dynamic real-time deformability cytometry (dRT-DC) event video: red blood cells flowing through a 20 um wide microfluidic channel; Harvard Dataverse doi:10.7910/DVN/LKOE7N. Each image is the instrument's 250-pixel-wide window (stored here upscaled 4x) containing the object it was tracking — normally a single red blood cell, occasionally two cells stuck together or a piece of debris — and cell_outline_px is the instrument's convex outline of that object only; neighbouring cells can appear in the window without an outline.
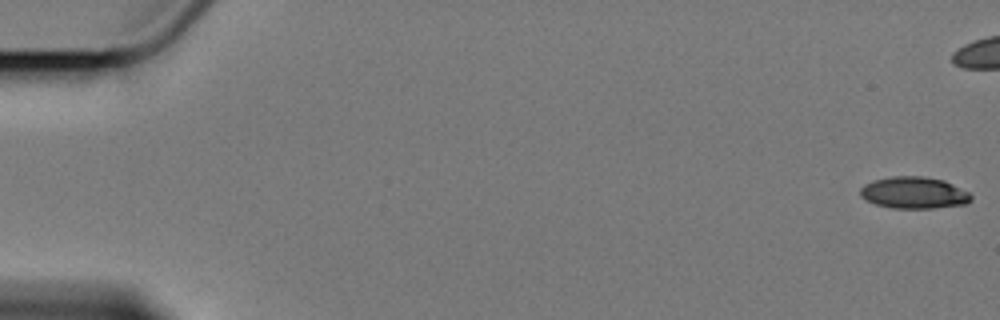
{"species": "Egyptian fruit bat (a non-hibernating species)", "species_latin": "Rousettus aegyptiacus", "temperature_condition": "cold", "stored_images_in_passage": 5, "camera_frame_rate_fps": 3000, "um_per_image_px": 0.085, "animal": {"sex": "female"}, "frame": {"image": 1, "passage_image": 1, "time_ms": 0.0, "image_size_px": [1000, 320], "cell_outline_px": [[972, 200], [964, 204], [932, 208], [892, 208], [876, 204], [864, 200], [860, 196], [860, 188], [864, 184], [872, 180], [892, 176], [924, 176], [944, 180], [968, 192], [972, 196]], "centroid_in_image_um": [77.64, 16.37], "position_along_channel_um": 7.4, "area_um2": 20.58}}